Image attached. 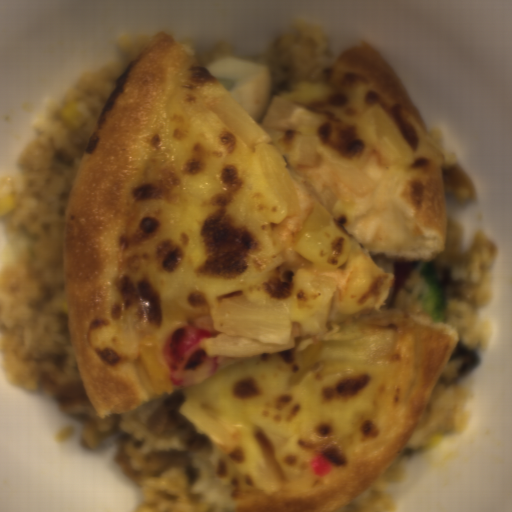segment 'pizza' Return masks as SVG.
<instances>
[{
	"instance_id": "1",
	"label": "pizza",
	"mask_w": 512,
	"mask_h": 512,
	"mask_svg": "<svg viewBox=\"0 0 512 512\" xmlns=\"http://www.w3.org/2000/svg\"><path fill=\"white\" fill-rule=\"evenodd\" d=\"M229 91L162 29L127 63L89 135L63 220L61 262L73 358L100 418L179 391V415L206 436L234 512H338L406 448L460 334L383 308L341 311L362 254L431 261L446 251L439 153L411 93L365 39L271 98L260 126L290 170L300 211L270 222L253 154L213 105ZM231 96V95H230ZM382 108L407 146L386 170L354 122ZM359 165L378 185L358 195L286 162L291 132ZM353 242L320 270L293 245L316 201ZM373 261V260H372ZM301 268L338 280L280 345L214 328L222 300L281 303ZM216 336L214 376L172 384L160 347L175 328ZM395 327L390 363L316 368L288 390L294 346L353 325Z\"/></svg>"
}]
</instances>
